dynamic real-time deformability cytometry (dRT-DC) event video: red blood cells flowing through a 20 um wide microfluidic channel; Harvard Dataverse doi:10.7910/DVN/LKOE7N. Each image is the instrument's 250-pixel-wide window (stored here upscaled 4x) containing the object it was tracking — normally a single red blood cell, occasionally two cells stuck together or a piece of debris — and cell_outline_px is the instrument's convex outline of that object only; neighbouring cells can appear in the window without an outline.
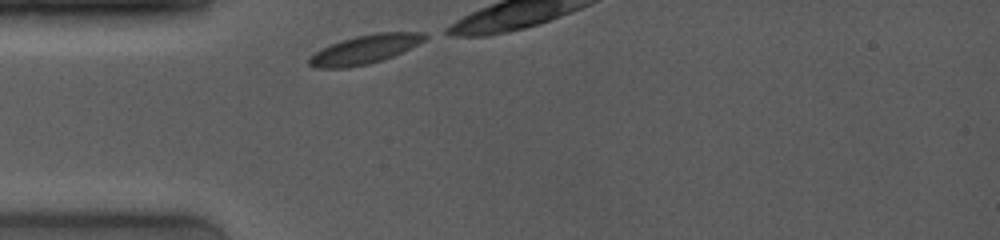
{"species": "common noctule bat (a hibernating species)", "species_latin": "Nyctalus noctula", "temperature_condition": "room temperature", "stored_images_in_passage": 7, "camera_frame_rate_fps": 4000, "um_per_image_px": 0.085, "animal": {"sex": "female", "body_mass_g": 19.0, "forearm_length_mm": 53.3}, "frame": {"image": 1, "passage_image": 1, "time_ms": 0.0, "image_size_px": [1000, 240], "cell_outline_px": [[428, 36], [424, 40], [392, 56], [368, 64], [348, 68], [316, 68], [308, 64], [308, 60], [320, 48], [356, 36], [380, 32], [424, 32]], "centroid_in_image_um": [30.98, 4.2], "position_along_channel_um": 54.0, "area_um2": 19.02}}
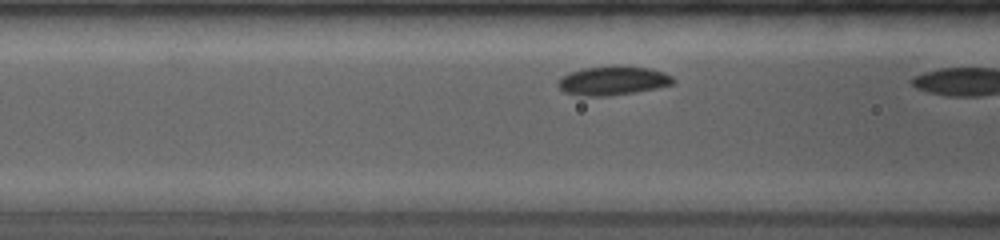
{"frame": {"image": 2, "passage_image": 6, "time_ms": 1.75, "image_size_px": [1000, 240], "cell_outline_px": [[676, 80], [672, 84], [656, 88], [608, 96], [584, 96], [564, 92], [556, 84], [568, 72], [584, 68], [612, 64], [616, 64], [648, 68], [664, 72], [672, 76]], "centroid_in_image_um": [52.09, 6.83], "position_along_channel_um": 114.5, "area_um2": 19.59}}